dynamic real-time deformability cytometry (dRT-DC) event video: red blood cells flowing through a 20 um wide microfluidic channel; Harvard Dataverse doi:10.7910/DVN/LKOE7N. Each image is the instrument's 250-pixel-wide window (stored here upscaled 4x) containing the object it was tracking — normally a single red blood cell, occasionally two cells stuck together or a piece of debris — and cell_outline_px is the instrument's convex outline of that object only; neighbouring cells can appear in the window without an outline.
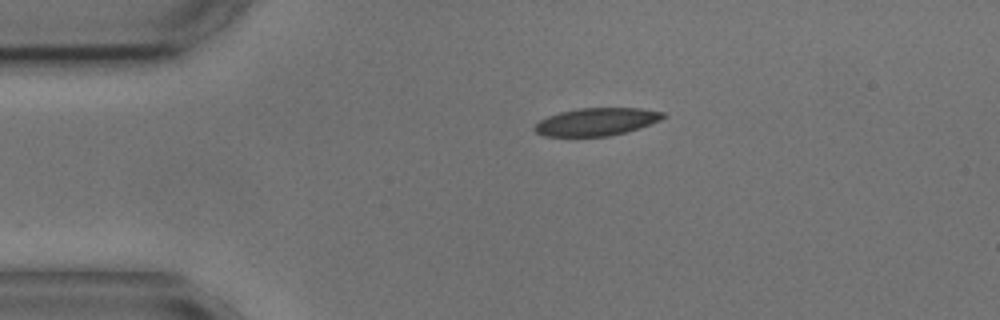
{"species": "common noctule bat (a hibernating species)", "species_latin": "Nyctalus noctula", "temperature_condition": "cold", "stored_images_in_passage": 3, "camera_frame_rate_fps": 3000, "um_per_image_px": 0.085, "animal": {"sex": "male", "body_mass_g": 17.9, "forearm_length_mm": 54.2}, "frame": {"image": 1, "passage_image": 1, "time_ms": 0.0, "image_size_px": [1000, 320], "cell_outline_px": [[668, 116], [660, 120], [640, 128], [608, 136], [544, 136], [536, 132], [532, 128], [540, 120], [548, 116], [560, 112], [580, 108], [640, 108], [664, 112]], "centroid_in_image_um": [50.72, 10.34], "position_along_channel_um": 34.3, "area_um2": 20.69}}